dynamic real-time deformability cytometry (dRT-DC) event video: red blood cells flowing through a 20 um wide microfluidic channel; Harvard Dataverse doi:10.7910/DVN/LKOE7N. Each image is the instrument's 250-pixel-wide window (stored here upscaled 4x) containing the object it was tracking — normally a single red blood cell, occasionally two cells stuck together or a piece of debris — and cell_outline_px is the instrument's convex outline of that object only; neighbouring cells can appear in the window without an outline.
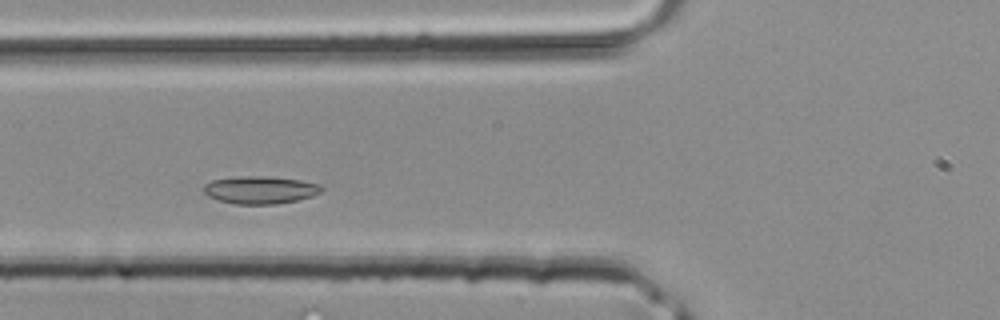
{"species": "common noctule bat (a hibernating species)", "species_latin": "Nyctalus noctula", "temperature_condition": "room temperature", "stored_images_in_passage": 37, "camera_frame_rate_fps": 3000, "um_per_image_px": 0.085, "animal": {"sex": "male", "body_mass_g": 20.4}, "frame": {"image": 1, "passage_image": 10, "time_ms": 3.0, "image_size_px": [1000, 320], "cell_outline_px": [[324, 188], [320, 192], [312, 196], [296, 200], [276, 204], [236, 204], [220, 200], [208, 196], [204, 192], [204, 184], [212, 180], [240, 176], [264, 176], [300, 180], [320, 184]], "centroid_in_image_um": [22.12, 16.14], "position_along_channel_um": 103.7, "area_um2": 18.84}}
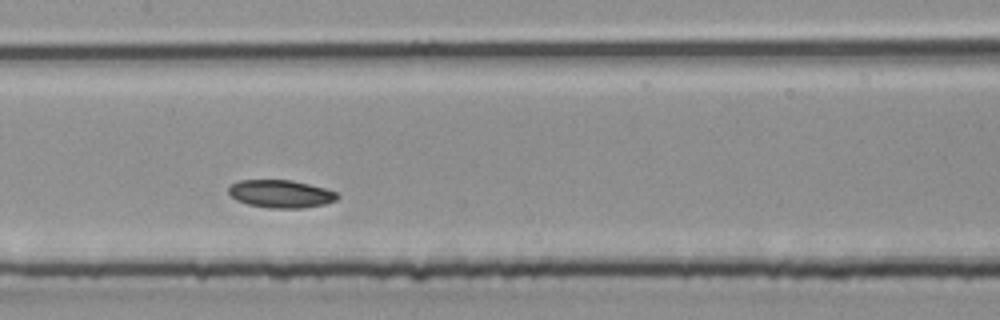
{"frame": {"image": 2, "passage_image": 15, "time_ms": 4.667, "image_size_px": [1000, 320], "cell_outline_px": [[340, 196], [336, 200], [324, 204], [300, 208], [268, 208], [248, 204], [236, 200], [228, 192], [228, 184], [240, 180], [292, 180], [324, 188], [336, 192]], "centroid_in_image_um": [23.83, 16.47], "position_along_channel_um": 183.6, "area_um2": 17.63}}
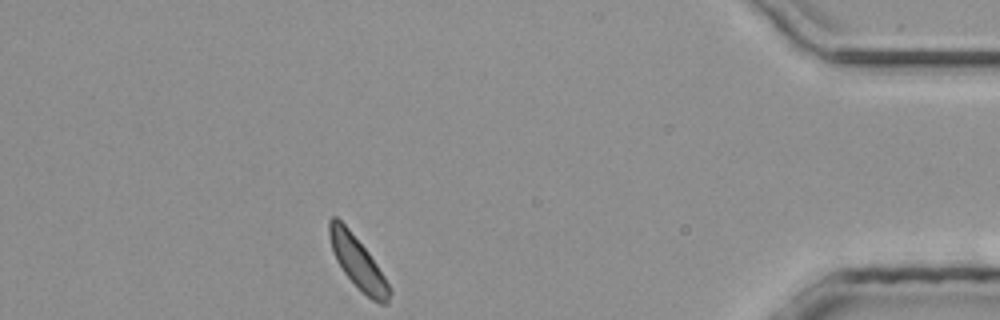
{"frame": {"image": 3, "passage_image": 32, "time_ms": 10.333, "image_size_px": [1000, 320], "cell_outline_px": [[392, 292], [388, 304], [380, 304], [372, 300], [344, 272], [336, 260], [332, 252], [328, 236], [328, 220], [332, 216], [336, 216], [348, 228], [368, 252], [392, 288]], "centroid_in_image_um": [30.4, 22.3], "position_along_channel_um": 404.8, "area_um2": 18.03}}